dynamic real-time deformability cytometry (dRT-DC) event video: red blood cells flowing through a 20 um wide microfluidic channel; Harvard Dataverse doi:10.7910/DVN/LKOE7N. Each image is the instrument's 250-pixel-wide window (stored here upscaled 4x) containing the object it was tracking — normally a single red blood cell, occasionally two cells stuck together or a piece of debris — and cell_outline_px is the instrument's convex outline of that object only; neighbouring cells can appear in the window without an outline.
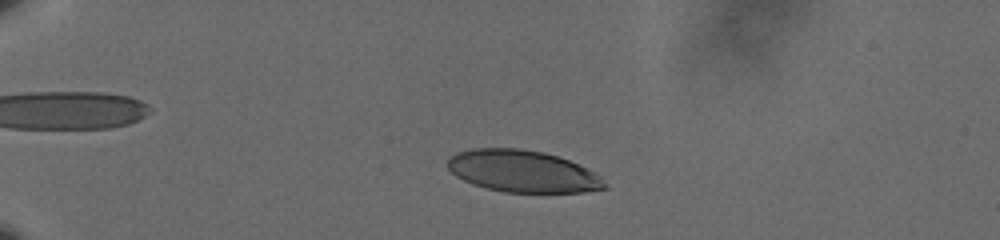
{"species": "human", "species_latin": "Homo sapiens", "temperature_condition": "cold", "stored_images_in_passage": 56, "camera_frame_rate_fps": 3000, "um_per_image_px": 0.085, "donor": {"sex": "male"}, "frame": {"image": 1, "passage_image": 12, "time_ms": 3.667, "image_size_px": [1000, 240], "cell_outline_px": [[608, 188], [584, 192], [504, 192], [472, 184], [456, 176], [448, 168], [448, 160], [456, 152], [472, 148], [520, 148], [544, 152], [568, 160], [600, 176]], "centroid_in_image_um": [44.39, 14.55], "position_along_channel_um": 40.6, "area_um2": 38.03}}
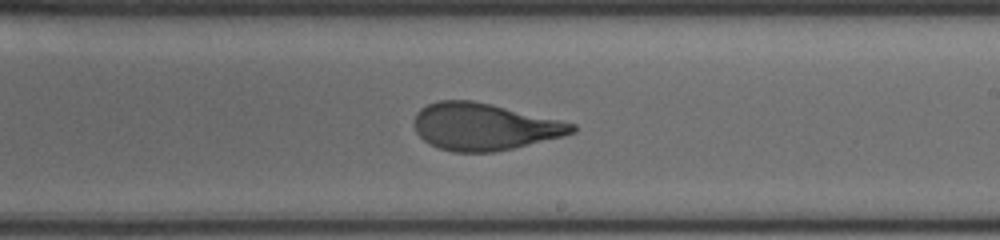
{"frame": {"image": 2, "passage_image": 35, "time_ms": 11.333, "image_size_px": [1000, 240], "cell_outline_px": [[576, 132], [564, 136], [496, 152], [452, 152], [428, 144], [416, 132], [412, 124], [416, 112], [420, 108], [428, 104], [440, 100], [472, 100], [576, 124]], "centroid_in_image_um": [41.11, 10.78], "position_along_channel_um": 247.9, "area_um2": 43.18}}
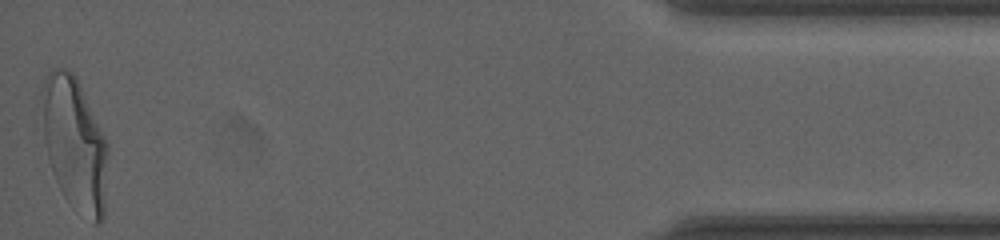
{"frame": {"image": 3, "passage_image": 56, "time_ms": 18.333, "image_size_px": [1000, 240], "cell_outline_px": [[108, 156], [104, 216], [100, 224], [92, 224], [64, 196], [52, 172], [44, 140], [40, 92], [40, 88], [44, 76], [48, 72], [56, 68], [64, 68], [72, 72], [76, 76], [108, 144]], "centroid_in_image_um": [6.34, 12.2], "position_along_channel_um": 428.9, "area_um2": 51.38}, "authors_computed_cell_mechanics": {"area_um2": 43.2922, "velocity_mm_per_s": 3.5806, "shape_relaxation_time_tau1_ms": 4.956, "shape_relaxation_time_tau2_ms": 0.7647, "deformation_change_tau1": 0.2, "deformation_change_tau2": 0.0751}}